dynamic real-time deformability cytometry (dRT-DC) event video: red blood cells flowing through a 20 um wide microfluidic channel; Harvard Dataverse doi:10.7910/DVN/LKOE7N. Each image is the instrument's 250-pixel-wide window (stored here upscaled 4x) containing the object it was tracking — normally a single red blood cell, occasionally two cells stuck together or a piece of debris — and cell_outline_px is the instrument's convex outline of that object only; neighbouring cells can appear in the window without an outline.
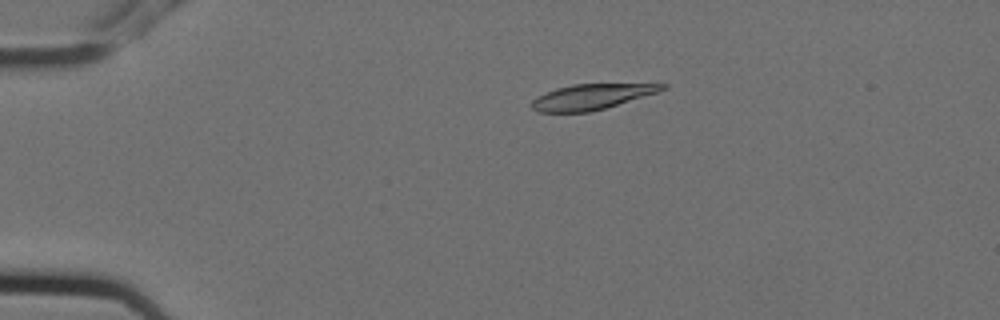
{"species": "Egyptian fruit bat (a non-hibernating species)", "species_latin": "Rousettus aegyptiacus", "temperature_condition": "cold", "stored_images_in_passage": 6, "camera_frame_rate_fps": 3000, "um_per_image_px": 0.085, "animal": {"sex": "female"}, "frame": {"image": 1, "passage_image": 4, "time_ms": 1.0, "image_size_px": [1000, 320], "cell_outline_px": [[668, 88], [660, 92], [604, 108], [588, 112], [536, 112], [532, 108], [532, 100], [536, 96], [556, 88], [572, 84], [668, 84]], "centroid_in_image_um": [50.28, 8.22], "position_along_channel_um": 34.7, "area_um2": 19.31}}
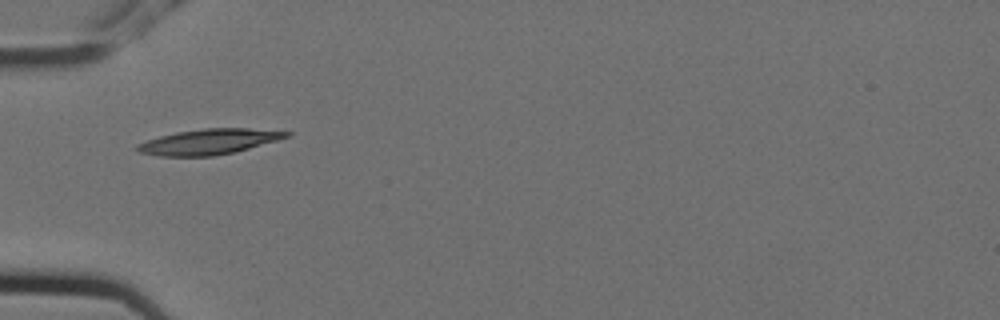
{"frame": {"image": 2, "passage_image": 6, "time_ms": 1.667, "image_size_px": [1000, 320], "cell_outline_px": [[292, 136], [248, 148], [232, 152], [212, 156], [160, 156], [140, 152], [132, 148], [136, 144], [160, 136], [176, 132], [204, 128], [248, 128], [292, 132]], "centroid_in_image_um": [17.73, 12.04], "position_along_channel_um": 67.3, "area_um2": 21.96}}